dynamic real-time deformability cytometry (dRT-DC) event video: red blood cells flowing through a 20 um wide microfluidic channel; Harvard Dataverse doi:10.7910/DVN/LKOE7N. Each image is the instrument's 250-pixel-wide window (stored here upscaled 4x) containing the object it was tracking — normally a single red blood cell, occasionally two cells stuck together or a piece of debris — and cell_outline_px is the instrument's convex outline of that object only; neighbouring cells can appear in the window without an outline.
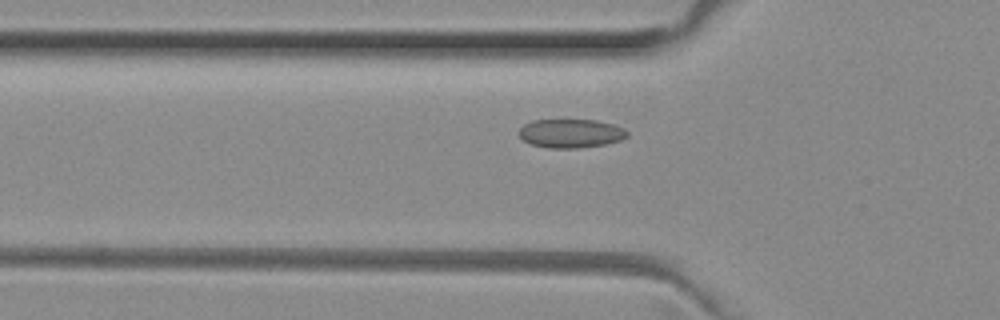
{"species": "common noctule bat (a hibernating species)", "species_latin": "Nyctalus noctula", "temperature_condition": "room temperature", "stored_images_in_passage": 34, "camera_frame_rate_fps": 3000, "um_per_image_px": 0.085, "animal": {"sex": "female", "body_mass_g": 29.2, "forearm_length_mm": 56.3}, "frame": {"image": 1, "passage_image": 2, "time_ms": 0.333, "image_size_px": [1000, 320], "cell_outline_px": [[628, 136], [620, 140], [604, 144], [580, 148], [548, 148], [532, 144], [524, 140], [520, 136], [520, 128], [524, 124], [532, 120], [596, 120], [612, 124], [624, 128], [628, 132]], "centroid_in_image_um": [48.53, 11.33], "position_along_channel_um": 77.3, "area_um2": 18.03}}
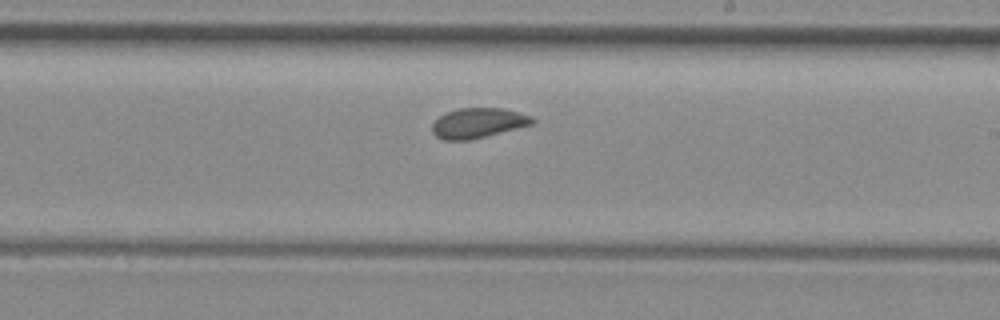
{"frame": {"image": 2, "passage_image": 15, "time_ms": 4.667, "image_size_px": [1000, 320], "cell_outline_px": [[536, 120], [532, 124], [468, 140], [444, 140], [436, 136], [432, 132], [432, 124], [444, 112], [460, 108], [504, 108], [520, 112], [532, 116]], "centroid_in_image_um": [40.62, 10.44], "position_along_channel_um": 248.4, "area_um2": 17.4}}
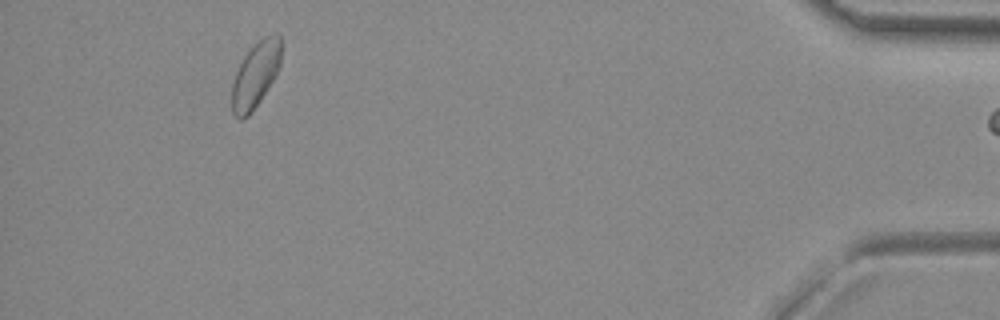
{"frame": {"image": 3, "passage_image": 33, "time_ms": 10.667, "image_size_px": [1000, 320], "cell_outline_px": [[284, 40], [280, 64], [272, 80], [260, 100], [252, 112], [244, 120], [240, 120], [232, 112], [232, 84], [236, 72], [244, 56], [264, 36], [280, 36]], "centroid_in_image_um": [21.73, 6.37], "position_along_channel_um": 413.5, "area_um2": 18.61}}